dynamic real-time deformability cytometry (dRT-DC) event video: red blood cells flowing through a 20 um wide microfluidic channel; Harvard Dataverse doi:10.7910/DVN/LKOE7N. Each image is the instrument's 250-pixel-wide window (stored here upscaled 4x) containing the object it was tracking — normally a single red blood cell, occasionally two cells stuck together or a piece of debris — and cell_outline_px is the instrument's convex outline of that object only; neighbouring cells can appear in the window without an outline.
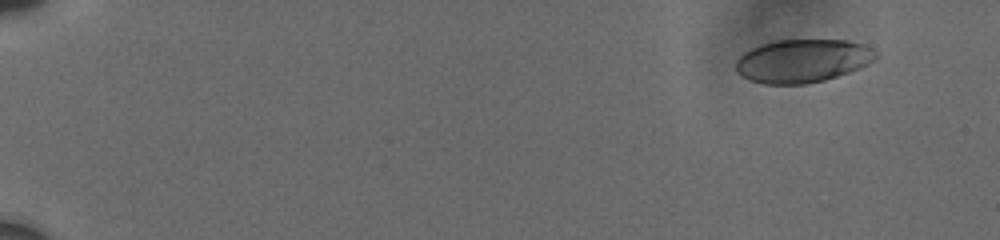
{"species": "human", "species_latin": "Homo sapiens", "temperature_condition": "cold", "stored_images_in_passage": 11, "camera_frame_rate_fps": 3000, "um_per_image_px": 0.085, "donor": {"sex": "male"}, "frame": {"image": 1, "passage_image": 2, "time_ms": 1.0, "image_size_px": [1000, 240], "cell_outline_px": [[880, 56], [876, 60], [868, 64], [848, 72], [824, 80], [804, 84], [764, 84], [748, 80], [740, 76], [736, 72], [736, 60], [744, 52], [752, 48], [776, 40], [848, 40], [864, 44], [876, 52]], "centroid_in_image_um": [68.22, 5.17], "position_along_channel_um": 16.8, "area_um2": 35.37}}
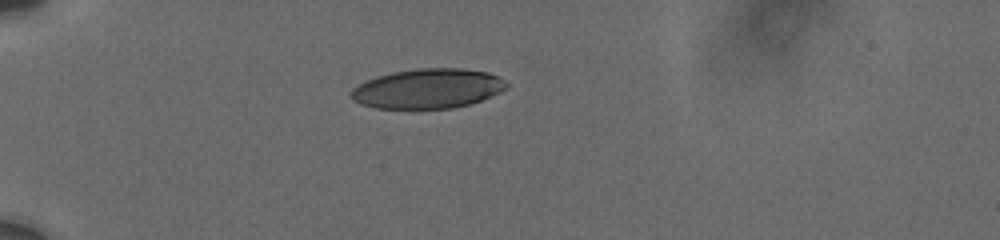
{"frame": {"image": 2, "passage_image": 7, "time_ms": 5.333, "image_size_px": [1000, 240], "cell_outline_px": [[508, 88], [492, 96], [468, 104], [452, 108], [376, 108], [360, 104], [352, 100], [352, 88], [368, 80], [392, 72], [420, 68], [460, 68], [488, 72], [504, 80], [508, 84]], "centroid_in_image_um": [36.39, 7.53], "position_along_channel_um": 48.6, "area_um2": 35.66}}
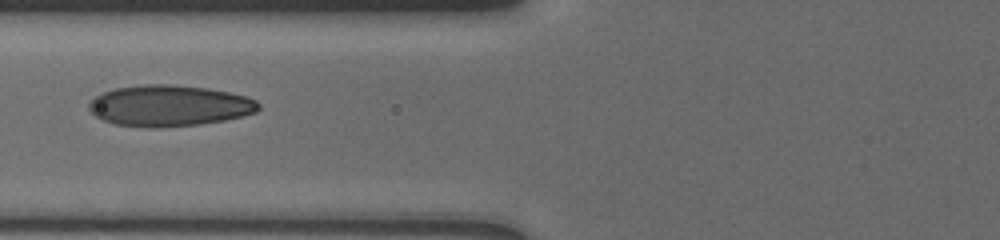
{"frame": {"image": 3, "passage_image": 10, "time_ms": 8.0, "image_size_px": [1000, 240], "cell_outline_px": [[260, 108], [256, 112], [224, 120], [200, 124], [160, 128], [148, 128], [116, 124], [104, 120], [96, 116], [88, 108], [88, 104], [96, 96], [104, 92], [116, 88], [144, 84], [168, 84], [208, 88], [228, 92], [244, 96], [256, 100], [260, 104]], "centroid_in_image_um": [14.39, 8.99], "position_along_channel_um": 111.4, "area_um2": 40.52}}